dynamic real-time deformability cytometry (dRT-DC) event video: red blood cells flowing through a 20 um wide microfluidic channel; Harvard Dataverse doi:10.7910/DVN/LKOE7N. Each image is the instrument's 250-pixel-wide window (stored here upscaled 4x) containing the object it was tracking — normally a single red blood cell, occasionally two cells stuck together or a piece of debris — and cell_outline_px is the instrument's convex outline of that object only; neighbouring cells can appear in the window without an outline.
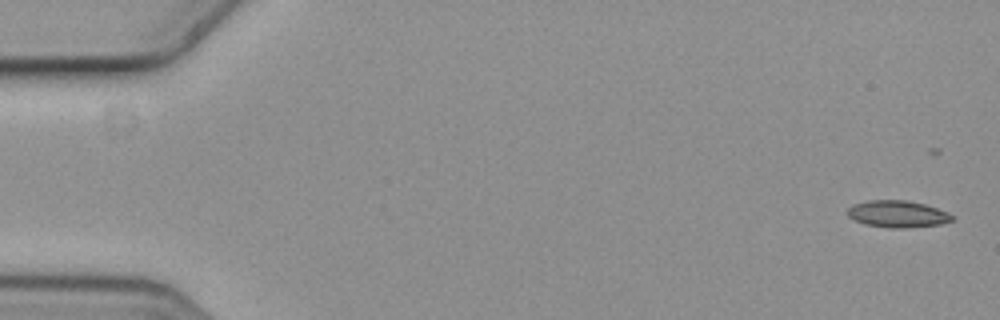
{"species": "common noctule bat (a hibernating species)", "species_latin": "Nyctalus noctula", "temperature_condition": "cold", "stored_images_in_passage": 9, "camera_frame_rate_fps": 3000, "um_per_image_px": 0.085, "animal": {"sex": "female", "body_mass_g": 19.3, "forearm_length_mm": 54.1}, "frame": {"image": 1, "passage_image": 1, "time_ms": 0.0, "image_size_px": [1000, 320], "cell_outline_px": [[956, 220], [940, 224], [904, 228], [888, 228], [864, 224], [852, 220], [844, 212], [852, 204], [868, 200], [904, 200], [924, 204], [948, 212], [956, 216]], "centroid_in_image_um": [76.27, 18.19], "position_along_channel_um": 8.7, "area_um2": 16.7}}
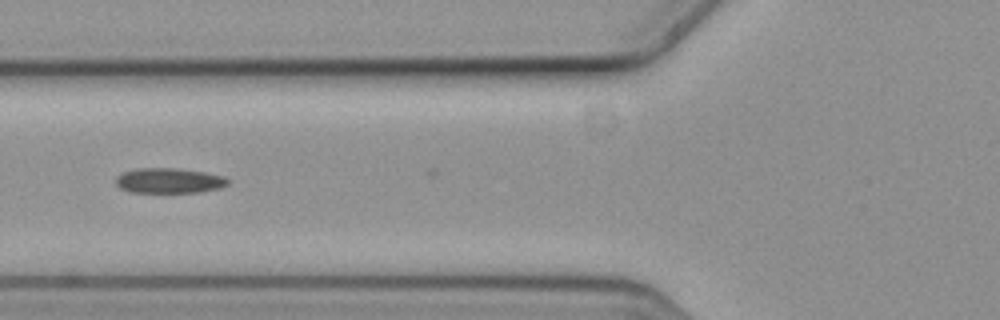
{"frame": {"image": 2, "passage_image": 7, "time_ms": 2.0, "image_size_px": [1000, 320], "cell_outline_px": [[228, 184], [220, 188], [200, 192], [128, 192], [120, 188], [116, 184], [116, 176], [124, 172], [136, 168], [172, 168], [204, 172], [224, 176], [228, 180]], "centroid_in_image_um": [14.35, 15.36], "position_along_channel_um": 111.5, "area_um2": 16.36}}
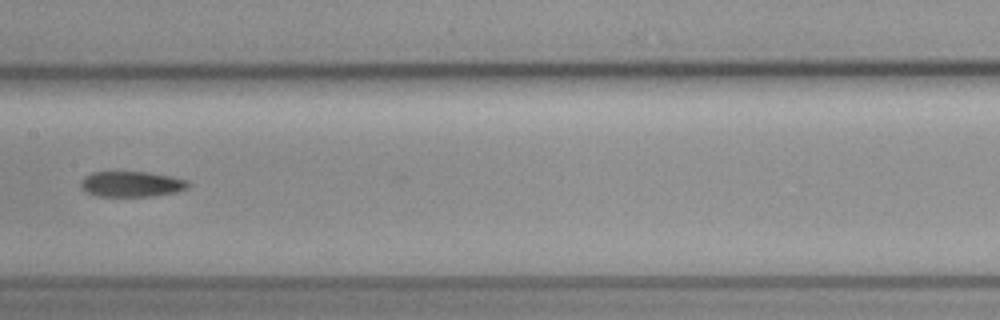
{"frame": {"image": 3, "passage_image": 9, "time_ms": 2.667, "image_size_px": [1000, 320], "cell_outline_px": [[188, 188], [176, 192], [152, 196], [96, 196], [80, 188], [80, 180], [84, 176], [92, 172], [148, 172], [188, 180]], "centroid_in_image_um": [11.14, 15.64], "position_along_channel_um": 196.3, "area_um2": 15.95}}